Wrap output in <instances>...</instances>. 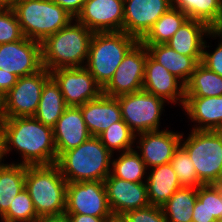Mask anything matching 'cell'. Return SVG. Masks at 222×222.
<instances>
[{"label":"cell","mask_w":222,"mask_h":222,"mask_svg":"<svg viewBox=\"0 0 222 222\" xmlns=\"http://www.w3.org/2000/svg\"><path fill=\"white\" fill-rule=\"evenodd\" d=\"M0 134L4 155L13 148L20 151L23 158L20 164L51 165L57 162L53 128L42 124L34 116L3 118Z\"/></svg>","instance_id":"obj_1"},{"label":"cell","mask_w":222,"mask_h":222,"mask_svg":"<svg viewBox=\"0 0 222 222\" xmlns=\"http://www.w3.org/2000/svg\"><path fill=\"white\" fill-rule=\"evenodd\" d=\"M41 43L42 65L49 72L59 68L83 67L93 32L74 19Z\"/></svg>","instance_id":"obj_2"},{"label":"cell","mask_w":222,"mask_h":222,"mask_svg":"<svg viewBox=\"0 0 222 222\" xmlns=\"http://www.w3.org/2000/svg\"><path fill=\"white\" fill-rule=\"evenodd\" d=\"M113 154L97 136H91L78 147L64 152L56 164L67 183L104 181L111 173Z\"/></svg>","instance_id":"obj_3"},{"label":"cell","mask_w":222,"mask_h":222,"mask_svg":"<svg viewBox=\"0 0 222 222\" xmlns=\"http://www.w3.org/2000/svg\"><path fill=\"white\" fill-rule=\"evenodd\" d=\"M25 189L29 192L37 216L65 213L67 181L56 163L26 165Z\"/></svg>","instance_id":"obj_4"},{"label":"cell","mask_w":222,"mask_h":222,"mask_svg":"<svg viewBox=\"0 0 222 222\" xmlns=\"http://www.w3.org/2000/svg\"><path fill=\"white\" fill-rule=\"evenodd\" d=\"M138 42V39L124 31L95 32L84 67L103 89L115 74L125 55Z\"/></svg>","instance_id":"obj_5"},{"label":"cell","mask_w":222,"mask_h":222,"mask_svg":"<svg viewBox=\"0 0 222 222\" xmlns=\"http://www.w3.org/2000/svg\"><path fill=\"white\" fill-rule=\"evenodd\" d=\"M12 10L24 37L39 43L75 19L51 0H22Z\"/></svg>","instance_id":"obj_6"},{"label":"cell","mask_w":222,"mask_h":222,"mask_svg":"<svg viewBox=\"0 0 222 222\" xmlns=\"http://www.w3.org/2000/svg\"><path fill=\"white\" fill-rule=\"evenodd\" d=\"M180 145L193 161L198 180L203 185L222 184V132L191 130ZM184 141V142H182Z\"/></svg>","instance_id":"obj_7"},{"label":"cell","mask_w":222,"mask_h":222,"mask_svg":"<svg viewBox=\"0 0 222 222\" xmlns=\"http://www.w3.org/2000/svg\"><path fill=\"white\" fill-rule=\"evenodd\" d=\"M120 104L122 119L137 135L156 131L166 101L144 90L116 97Z\"/></svg>","instance_id":"obj_8"},{"label":"cell","mask_w":222,"mask_h":222,"mask_svg":"<svg viewBox=\"0 0 222 222\" xmlns=\"http://www.w3.org/2000/svg\"><path fill=\"white\" fill-rule=\"evenodd\" d=\"M50 78L51 74L45 67L34 74L19 77L3 95V118L34 116L43 87Z\"/></svg>","instance_id":"obj_9"},{"label":"cell","mask_w":222,"mask_h":222,"mask_svg":"<svg viewBox=\"0 0 222 222\" xmlns=\"http://www.w3.org/2000/svg\"><path fill=\"white\" fill-rule=\"evenodd\" d=\"M66 214H85L94 217H114L103 181L67 183Z\"/></svg>","instance_id":"obj_10"},{"label":"cell","mask_w":222,"mask_h":222,"mask_svg":"<svg viewBox=\"0 0 222 222\" xmlns=\"http://www.w3.org/2000/svg\"><path fill=\"white\" fill-rule=\"evenodd\" d=\"M148 50L140 41L125 55L115 74L102 89V94L118 97L143 89Z\"/></svg>","instance_id":"obj_11"},{"label":"cell","mask_w":222,"mask_h":222,"mask_svg":"<svg viewBox=\"0 0 222 222\" xmlns=\"http://www.w3.org/2000/svg\"><path fill=\"white\" fill-rule=\"evenodd\" d=\"M50 74L59 85L67 106L79 107L102 94V88L84 66L59 68Z\"/></svg>","instance_id":"obj_12"},{"label":"cell","mask_w":222,"mask_h":222,"mask_svg":"<svg viewBox=\"0 0 222 222\" xmlns=\"http://www.w3.org/2000/svg\"><path fill=\"white\" fill-rule=\"evenodd\" d=\"M43 68L41 43L24 37L15 42L0 44V69L18 78Z\"/></svg>","instance_id":"obj_13"},{"label":"cell","mask_w":222,"mask_h":222,"mask_svg":"<svg viewBox=\"0 0 222 222\" xmlns=\"http://www.w3.org/2000/svg\"><path fill=\"white\" fill-rule=\"evenodd\" d=\"M90 31H123L124 0H86L75 18Z\"/></svg>","instance_id":"obj_14"},{"label":"cell","mask_w":222,"mask_h":222,"mask_svg":"<svg viewBox=\"0 0 222 222\" xmlns=\"http://www.w3.org/2000/svg\"><path fill=\"white\" fill-rule=\"evenodd\" d=\"M169 8L170 0H124L123 31L140 41Z\"/></svg>","instance_id":"obj_15"},{"label":"cell","mask_w":222,"mask_h":222,"mask_svg":"<svg viewBox=\"0 0 222 222\" xmlns=\"http://www.w3.org/2000/svg\"><path fill=\"white\" fill-rule=\"evenodd\" d=\"M108 203L114 217L150 205L146 182L135 183L114 177L111 173L103 181Z\"/></svg>","instance_id":"obj_16"},{"label":"cell","mask_w":222,"mask_h":222,"mask_svg":"<svg viewBox=\"0 0 222 222\" xmlns=\"http://www.w3.org/2000/svg\"><path fill=\"white\" fill-rule=\"evenodd\" d=\"M139 140L136 148L147 169L170 163L175 150L180 145L182 133L170 130H156L137 134ZM149 166V167H148Z\"/></svg>","instance_id":"obj_17"},{"label":"cell","mask_w":222,"mask_h":222,"mask_svg":"<svg viewBox=\"0 0 222 222\" xmlns=\"http://www.w3.org/2000/svg\"><path fill=\"white\" fill-rule=\"evenodd\" d=\"M154 94L168 103H181L185 101V84L171 74L160 63L156 62L149 54L145 62L143 89Z\"/></svg>","instance_id":"obj_18"},{"label":"cell","mask_w":222,"mask_h":222,"mask_svg":"<svg viewBox=\"0 0 222 222\" xmlns=\"http://www.w3.org/2000/svg\"><path fill=\"white\" fill-rule=\"evenodd\" d=\"M57 159L89 139L90 134L83 119L81 108L68 106L53 127Z\"/></svg>","instance_id":"obj_19"},{"label":"cell","mask_w":222,"mask_h":222,"mask_svg":"<svg viewBox=\"0 0 222 222\" xmlns=\"http://www.w3.org/2000/svg\"><path fill=\"white\" fill-rule=\"evenodd\" d=\"M79 107L92 136L98 137L111 124L122 120L120 104L116 97L101 94L97 99Z\"/></svg>","instance_id":"obj_20"},{"label":"cell","mask_w":222,"mask_h":222,"mask_svg":"<svg viewBox=\"0 0 222 222\" xmlns=\"http://www.w3.org/2000/svg\"><path fill=\"white\" fill-rule=\"evenodd\" d=\"M183 110L192 122L193 130L222 129V95L216 97H185Z\"/></svg>","instance_id":"obj_21"},{"label":"cell","mask_w":222,"mask_h":222,"mask_svg":"<svg viewBox=\"0 0 222 222\" xmlns=\"http://www.w3.org/2000/svg\"><path fill=\"white\" fill-rule=\"evenodd\" d=\"M211 31L212 29L204 22L188 19L166 44L176 52L191 56L201 63L204 37H208Z\"/></svg>","instance_id":"obj_22"},{"label":"cell","mask_w":222,"mask_h":222,"mask_svg":"<svg viewBox=\"0 0 222 222\" xmlns=\"http://www.w3.org/2000/svg\"><path fill=\"white\" fill-rule=\"evenodd\" d=\"M148 175L146 184L150 205L162 206L183 187L170 163L151 168Z\"/></svg>","instance_id":"obj_23"},{"label":"cell","mask_w":222,"mask_h":222,"mask_svg":"<svg viewBox=\"0 0 222 222\" xmlns=\"http://www.w3.org/2000/svg\"><path fill=\"white\" fill-rule=\"evenodd\" d=\"M148 54L160 63L171 74L186 84L196 66L199 64L193 57L180 54L167 44L145 45Z\"/></svg>","instance_id":"obj_24"},{"label":"cell","mask_w":222,"mask_h":222,"mask_svg":"<svg viewBox=\"0 0 222 222\" xmlns=\"http://www.w3.org/2000/svg\"><path fill=\"white\" fill-rule=\"evenodd\" d=\"M171 7L184 12L189 19L199 20L212 30L222 29L220 0H170Z\"/></svg>","instance_id":"obj_25"},{"label":"cell","mask_w":222,"mask_h":222,"mask_svg":"<svg viewBox=\"0 0 222 222\" xmlns=\"http://www.w3.org/2000/svg\"><path fill=\"white\" fill-rule=\"evenodd\" d=\"M67 107L59 85L51 77L43 87L34 117L42 124L53 128Z\"/></svg>","instance_id":"obj_26"},{"label":"cell","mask_w":222,"mask_h":222,"mask_svg":"<svg viewBox=\"0 0 222 222\" xmlns=\"http://www.w3.org/2000/svg\"><path fill=\"white\" fill-rule=\"evenodd\" d=\"M26 165L4 164L0 168V218L8 211L11 202L25 188Z\"/></svg>","instance_id":"obj_27"},{"label":"cell","mask_w":222,"mask_h":222,"mask_svg":"<svg viewBox=\"0 0 222 222\" xmlns=\"http://www.w3.org/2000/svg\"><path fill=\"white\" fill-rule=\"evenodd\" d=\"M188 19L184 12L171 7L155 22L140 42L143 45L166 44Z\"/></svg>","instance_id":"obj_28"},{"label":"cell","mask_w":222,"mask_h":222,"mask_svg":"<svg viewBox=\"0 0 222 222\" xmlns=\"http://www.w3.org/2000/svg\"><path fill=\"white\" fill-rule=\"evenodd\" d=\"M197 200V188L178 189L162 206L167 222H192L193 209Z\"/></svg>","instance_id":"obj_29"},{"label":"cell","mask_w":222,"mask_h":222,"mask_svg":"<svg viewBox=\"0 0 222 222\" xmlns=\"http://www.w3.org/2000/svg\"><path fill=\"white\" fill-rule=\"evenodd\" d=\"M222 95V76L199 63L185 84V97H216Z\"/></svg>","instance_id":"obj_30"},{"label":"cell","mask_w":222,"mask_h":222,"mask_svg":"<svg viewBox=\"0 0 222 222\" xmlns=\"http://www.w3.org/2000/svg\"><path fill=\"white\" fill-rule=\"evenodd\" d=\"M137 151L134 149L124 151L120 154L119 158H113L111 174L114 177L130 182H146L147 178L144 177L147 176V167Z\"/></svg>","instance_id":"obj_31"},{"label":"cell","mask_w":222,"mask_h":222,"mask_svg":"<svg viewBox=\"0 0 222 222\" xmlns=\"http://www.w3.org/2000/svg\"><path fill=\"white\" fill-rule=\"evenodd\" d=\"M98 137L112 154L115 150H118L119 153L132 150L135 140L138 139L123 119L111 124Z\"/></svg>","instance_id":"obj_32"},{"label":"cell","mask_w":222,"mask_h":222,"mask_svg":"<svg viewBox=\"0 0 222 222\" xmlns=\"http://www.w3.org/2000/svg\"><path fill=\"white\" fill-rule=\"evenodd\" d=\"M37 218L29 192L24 188L15 196L1 222H34Z\"/></svg>","instance_id":"obj_33"},{"label":"cell","mask_w":222,"mask_h":222,"mask_svg":"<svg viewBox=\"0 0 222 222\" xmlns=\"http://www.w3.org/2000/svg\"><path fill=\"white\" fill-rule=\"evenodd\" d=\"M170 164L182 186L198 188L203 185L198 180L193 161L181 145L175 150Z\"/></svg>","instance_id":"obj_34"},{"label":"cell","mask_w":222,"mask_h":222,"mask_svg":"<svg viewBox=\"0 0 222 222\" xmlns=\"http://www.w3.org/2000/svg\"><path fill=\"white\" fill-rule=\"evenodd\" d=\"M197 198L206 205L208 221H222V184L199 186Z\"/></svg>","instance_id":"obj_35"},{"label":"cell","mask_w":222,"mask_h":222,"mask_svg":"<svg viewBox=\"0 0 222 222\" xmlns=\"http://www.w3.org/2000/svg\"><path fill=\"white\" fill-rule=\"evenodd\" d=\"M24 35L12 9L0 8V44L23 39Z\"/></svg>","instance_id":"obj_36"},{"label":"cell","mask_w":222,"mask_h":222,"mask_svg":"<svg viewBox=\"0 0 222 222\" xmlns=\"http://www.w3.org/2000/svg\"><path fill=\"white\" fill-rule=\"evenodd\" d=\"M211 38H222V29L220 30H212L209 33V37ZM207 42H204L203 52H202V59L201 64H203L206 68L210 71L217 73L218 75L222 76V39H220V43H218L216 49L212 53L206 51Z\"/></svg>","instance_id":"obj_37"},{"label":"cell","mask_w":222,"mask_h":222,"mask_svg":"<svg viewBox=\"0 0 222 222\" xmlns=\"http://www.w3.org/2000/svg\"><path fill=\"white\" fill-rule=\"evenodd\" d=\"M121 218L125 222H167L161 206L149 205L126 212Z\"/></svg>","instance_id":"obj_38"},{"label":"cell","mask_w":222,"mask_h":222,"mask_svg":"<svg viewBox=\"0 0 222 222\" xmlns=\"http://www.w3.org/2000/svg\"><path fill=\"white\" fill-rule=\"evenodd\" d=\"M55 4L61 6L74 18L81 12L83 4L86 0H51Z\"/></svg>","instance_id":"obj_39"},{"label":"cell","mask_w":222,"mask_h":222,"mask_svg":"<svg viewBox=\"0 0 222 222\" xmlns=\"http://www.w3.org/2000/svg\"><path fill=\"white\" fill-rule=\"evenodd\" d=\"M18 77L15 74L0 69V94H6L16 83Z\"/></svg>","instance_id":"obj_40"},{"label":"cell","mask_w":222,"mask_h":222,"mask_svg":"<svg viewBox=\"0 0 222 222\" xmlns=\"http://www.w3.org/2000/svg\"><path fill=\"white\" fill-rule=\"evenodd\" d=\"M192 222H219V221H208V210L206 208V205L197 198L193 209Z\"/></svg>","instance_id":"obj_41"},{"label":"cell","mask_w":222,"mask_h":222,"mask_svg":"<svg viewBox=\"0 0 222 222\" xmlns=\"http://www.w3.org/2000/svg\"><path fill=\"white\" fill-rule=\"evenodd\" d=\"M70 222H106L113 217H94L85 214H67Z\"/></svg>","instance_id":"obj_42"},{"label":"cell","mask_w":222,"mask_h":222,"mask_svg":"<svg viewBox=\"0 0 222 222\" xmlns=\"http://www.w3.org/2000/svg\"><path fill=\"white\" fill-rule=\"evenodd\" d=\"M34 222H70L66 213L61 215L38 216Z\"/></svg>","instance_id":"obj_43"},{"label":"cell","mask_w":222,"mask_h":222,"mask_svg":"<svg viewBox=\"0 0 222 222\" xmlns=\"http://www.w3.org/2000/svg\"><path fill=\"white\" fill-rule=\"evenodd\" d=\"M22 0H0V8L13 9Z\"/></svg>","instance_id":"obj_44"},{"label":"cell","mask_w":222,"mask_h":222,"mask_svg":"<svg viewBox=\"0 0 222 222\" xmlns=\"http://www.w3.org/2000/svg\"><path fill=\"white\" fill-rule=\"evenodd\" d=\"M4 155V147H3V140L0 134V168L4 165V162H2Z\"/></svg>","instance_id":"obj_45"},{"label":"cell","mask_w":222,"mask_h":222,"mask_svg":"<svg viewBox=\"0 0 222 222\" xmlns=\"http://www.w3.org/2000/svg\"><path fill=\"white\" fill-rule=\"evenodd\" d=\"M3 119V95L0 94V122Z\"/></svg>","instance_id":"obj_46"},{"label":"cell","mask_w":222,"mask_h":222,"mask_svg":"<svg viewBox=\"0 0 222 222\" xmlns=\"http://www.w3.org/2000/svg\"><path fill=\"white\" fill-rule=\"evenodd\" d=\"M106 222H125L121 217H113Z\"/></svg>","instance_id":"obj_47"}]
</instances>
